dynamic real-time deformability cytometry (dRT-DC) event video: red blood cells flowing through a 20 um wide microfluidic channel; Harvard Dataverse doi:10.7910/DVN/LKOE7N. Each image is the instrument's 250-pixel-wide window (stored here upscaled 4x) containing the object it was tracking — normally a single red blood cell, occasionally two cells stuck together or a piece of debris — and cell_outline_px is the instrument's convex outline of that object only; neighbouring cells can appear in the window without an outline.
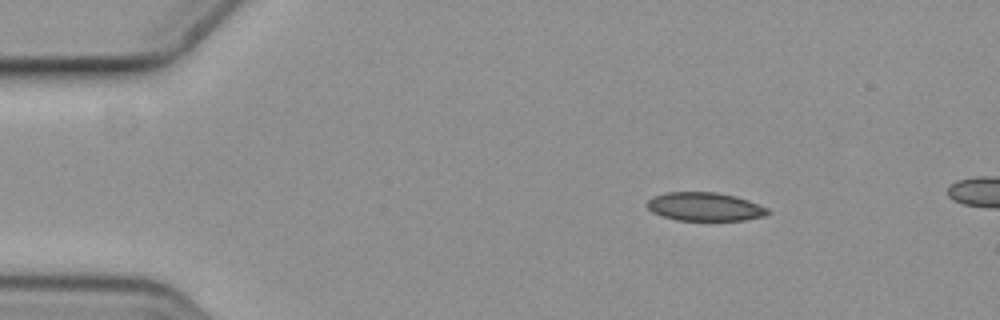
{"species": "common noctule bat (a hibernating species)", "species_latin": "Nyctalus noctula", "temperature_condition": "cold", "stored_images_in_passage": 6, "camera_frame_rate_fps": 3000, "um_per_image_px": 0.085, "animal": {"sex": "female", "body_mass_g": 19.3, "forearm_length_mm": 54.1}, "frame": {"image": 1, "passage_image": 3, "time_ms": 0.667, "image_size_px": [1000, 320], "cell_outline_px": [[772, 212], [764, 216], [744, 220], [676, 220], [660, 216], [652, 212], [648, 208], [648, 200], [652, 196], [668, 192], [716, 192], [736, 196], [748, 200], [768, 208]], "centroid_in_image_um": [59.91, 17.57], "position_along_channel_um": 25.1, "area_um2": 20.11}}
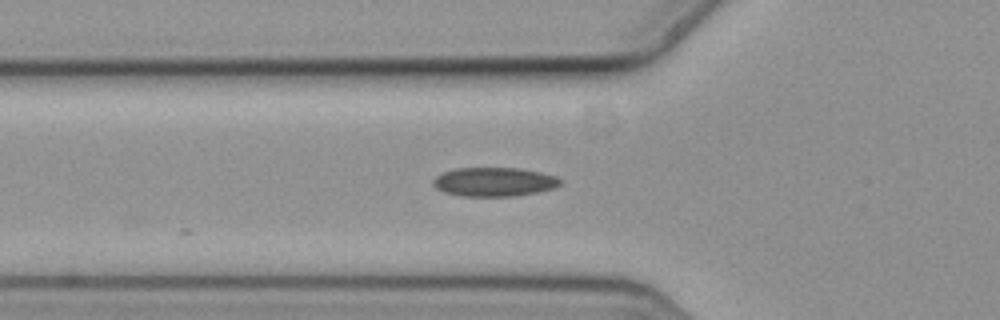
{"frame": {"image": 2, "passage_image": 6, "time_ms": 1.667, "image_size_px": [1000, 320], "cell_outline_px": [[560, 184], [552, 188], [536, 192], [516, 196], [460, 196], [444, 192], [436, 188], [432, 184], [432, 180], [436, 176], [444, 172], [456, 168], [520, 168], [540, 172], [556, 176], [560, 180]], "centroid_in_image_um": [41.96, 15.46], "position_along_channel_um": 83.8, "area_um2": 21.39}}